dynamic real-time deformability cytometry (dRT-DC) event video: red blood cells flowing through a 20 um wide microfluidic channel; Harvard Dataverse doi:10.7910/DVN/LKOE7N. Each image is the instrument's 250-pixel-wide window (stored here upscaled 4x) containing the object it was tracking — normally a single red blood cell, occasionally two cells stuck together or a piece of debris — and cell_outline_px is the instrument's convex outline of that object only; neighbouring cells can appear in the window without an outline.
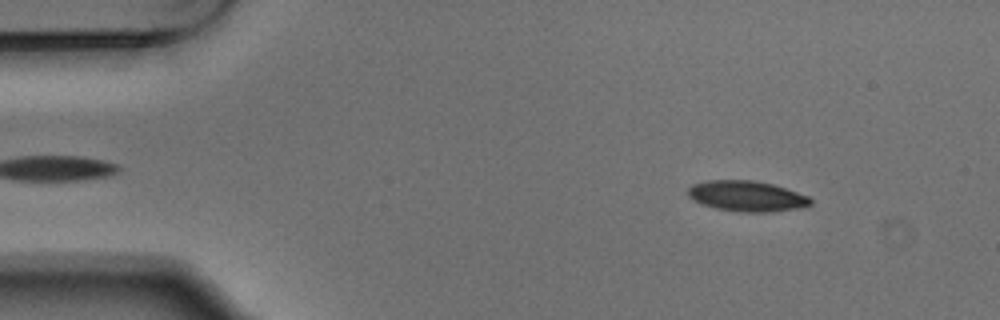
{"species": "Egyptian fruit bat (a non-hibernating species)", "species_latin": "Rousettus aegyptiacus", "temperature_condition": "warm", "stored_images_in_passage": 3, "camera_frame_rate_fps": 3000, "um_per_image_px": 0.085, "animal": {"sex": "male"}, "frame": {"image": 1, "passage_image": 1, "time_ms": 0.0, "image_size_px": [1000, 320], "cell_outline_px": [[812, 204], [804, 208], [772, 212], [740, 212], [716, 208], [692, 200], [688, 196], [688, 188], [692, 184], [708, 180], [752, 180], [772, 184], [808, 196], [812, 200]], "centroid_in_image_um": [63.49, 16.68], "position_along_channel_um": 21.5, "area_um2": 21.91}}